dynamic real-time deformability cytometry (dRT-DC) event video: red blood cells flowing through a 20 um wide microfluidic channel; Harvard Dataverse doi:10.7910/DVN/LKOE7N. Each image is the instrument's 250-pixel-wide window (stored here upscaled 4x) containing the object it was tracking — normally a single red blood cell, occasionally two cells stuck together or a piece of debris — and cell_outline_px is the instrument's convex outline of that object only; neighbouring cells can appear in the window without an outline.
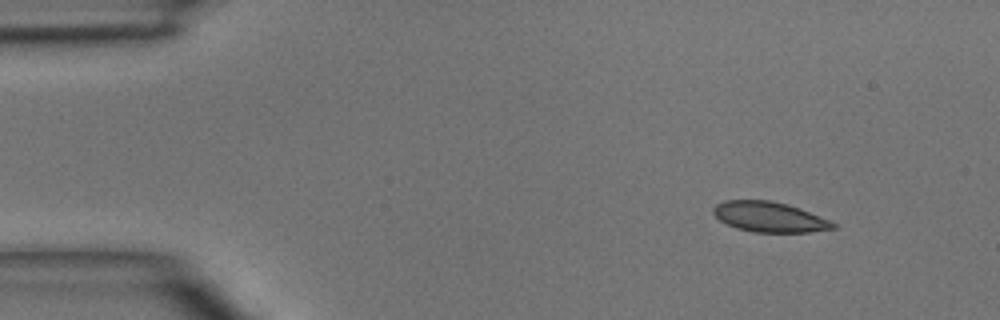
{"species": "common noctule bat (a hibernating species)", "species_latin": "Nyctalus noctula", "temperature_condition": "room temperature", "stored_images_in_passage": 3, "camera_frame_rate_fps": 3000, "um_per_image_px": 0.085, "animal": {"sex": "male", "body_mass_g": 15.6}, "frame": {"image": 1, "passage_image": 1, "time_ms": 0.0, "image_size_px": [1000, 320], "cell_outline_px": [[836, 228], [808, 232], [756, 232], [736, 228], [720, 220], [712, 212], [712, 208], [716, 204], [724, 200], [768, 200], [788, 204], [800, 208], [828, 220], [836, 224]], "centroid_in_image_um": [65.37, 18.43], "position_along_channel_um": 19.6, "area_um2": 20.92}}